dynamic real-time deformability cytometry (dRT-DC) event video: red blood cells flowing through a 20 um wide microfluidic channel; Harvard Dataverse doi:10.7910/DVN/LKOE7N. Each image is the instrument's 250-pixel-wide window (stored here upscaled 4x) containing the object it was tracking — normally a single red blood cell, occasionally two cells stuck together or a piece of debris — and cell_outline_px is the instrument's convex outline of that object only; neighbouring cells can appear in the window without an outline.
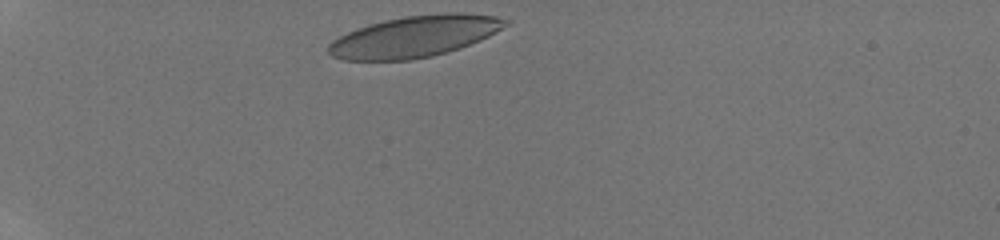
{"species": "human", "species_latin": "Homo sapiens", "temperature_condition": "room temperature", "stored_images_in_passage": 26, "camera_frame_rate_fps": 3000, "um_per_image_px": 0.085, "donor": {"sex": "male"}, "frame": {"image": 1, "passage_image": 1, "time_ms": 0.0, "image_size_px": [1000, 240], "cell_outline_px": [[512, 24], [480, 40], [460, 48], [432, 56], [412, 60], [344, 60], [332, 56], [328, 52], [328, 44], [332, 40], [348, 32], [372, 24], [404, 16], [444, 12], [464, 12], [496, 16], [512, 20]], "centroid_in_image_um": [35.32, 3.09], "position_along_channel_um": 49.7, "area_um2": 42.77}}
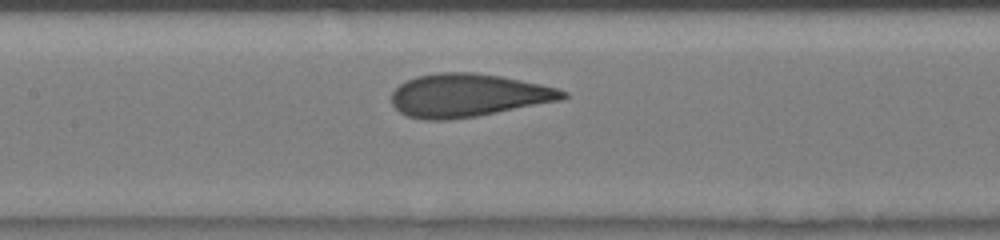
{"frame": {"image": 2, "passage_image": 14, "time_ms": 4.0, "image_size_px": [1000, 240], "cell_outline_px": [[568, 96], [560, 100], [476, 116], [448, 120], [424, 120], [408, 116], [400, 112], [392, 104], [392, 92], [400, 84], [416, 76], [440, 72], [472, 72], [500, 76], [540, 84], [556, 88], [568, 92]], "centroid_in_image_um": [39.76, 8.1], "position_along_channel_um": 167.6, "area_um2": 42.71}}
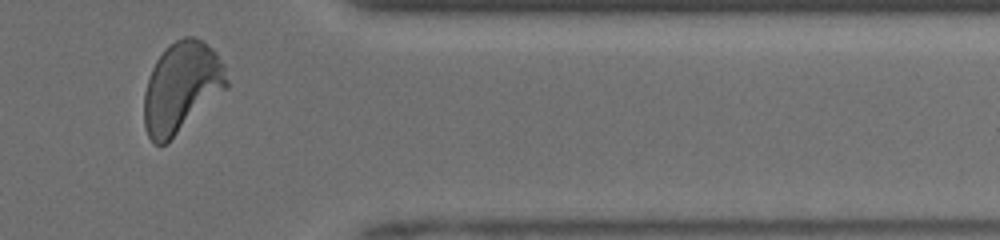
{"frame": {"image": 3, "passage_image": 25, "time_ms": 9.667, "image_size_px": [1000, 240], "cell_outline_px": [[228, 88], [168, 144], [156, 144], [148, 136], [144, 124], [144, 92], [148, 76], [156, 60], [176, 40], [184, 36], [192, 36], [204, 40], [216, 52], [224, 64], [228, 80]], "centroid_in_image_um": [15.45, 7.44], "position_along_channel_um": 396.0, "area_um2": 44.04}, "authors_computed_cell_mechanics": {"area_um2": 43.061, "velocity_mm_per_s": 4.1591, "shape_relaxation_time_tau1_ms": 3.2615, "shape_relaxation_time_tau2_ms": null, "deformation_change_tau1": 0.133, "deformation_change_tau2": null}}